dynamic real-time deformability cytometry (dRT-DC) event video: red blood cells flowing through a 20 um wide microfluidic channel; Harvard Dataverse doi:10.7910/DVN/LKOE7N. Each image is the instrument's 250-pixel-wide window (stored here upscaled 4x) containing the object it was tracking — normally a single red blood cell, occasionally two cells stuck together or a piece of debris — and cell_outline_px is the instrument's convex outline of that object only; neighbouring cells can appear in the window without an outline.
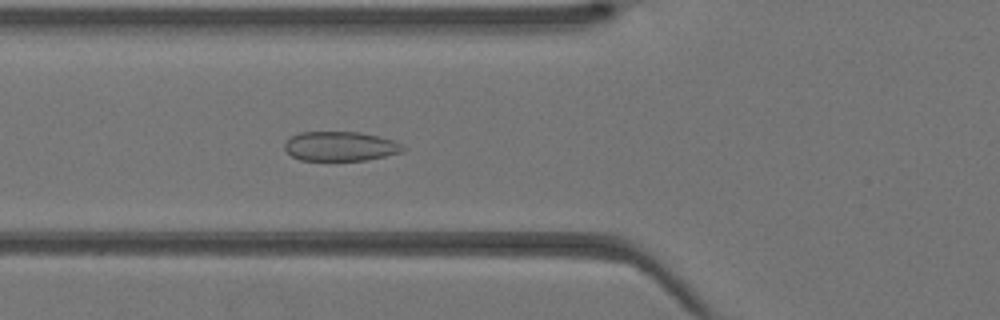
{"species": "Egyptian fruit bat (a non-hibernating species)", "species_latin": "Rousettus aegyptiacus", "temperature_condition": "warm", "stored_images_in_passage": 12, "camera_frame_rate_fps": 3000, "um_per_image_px": 0.085, "animal": {"sex": "female"}, "frame": {"image": 1, "passage_image": 6, "time_ms": 1.667, "image_size_px": [1000, 320], "cell_outline_px": [[408, 148], [400, 152], [384, 156], [364, 160], [300, 160], [292, 156], [284, 148], [284, 140], [300, 132], [360, 132], [392, 140]], "centroid_in_image_um": [28.88, 12.43], "position_along_channel_um": 96.9, "area_um2": 20.17}}
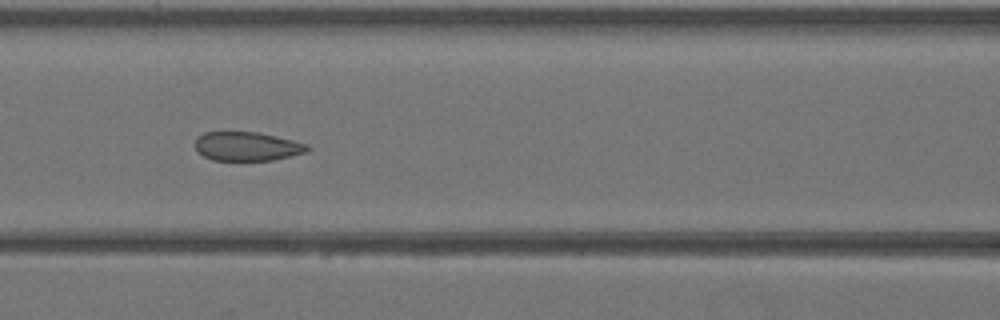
{"frame": {"image": 2, "passage_image": 9, "time_ms": 2.667, "image_size_px": [1000, 320], "cell_outline_px": [[312, 148], [308, 152], [272, 160], [212, 160], [196, 152], [196, 136], [204, 132], [256, 132], [292, 140], [308, 144]], "centroid_in_image_um": [21.0, 12.44], "position_along_channel_um": 145.6, "area_um2": 18.96}}